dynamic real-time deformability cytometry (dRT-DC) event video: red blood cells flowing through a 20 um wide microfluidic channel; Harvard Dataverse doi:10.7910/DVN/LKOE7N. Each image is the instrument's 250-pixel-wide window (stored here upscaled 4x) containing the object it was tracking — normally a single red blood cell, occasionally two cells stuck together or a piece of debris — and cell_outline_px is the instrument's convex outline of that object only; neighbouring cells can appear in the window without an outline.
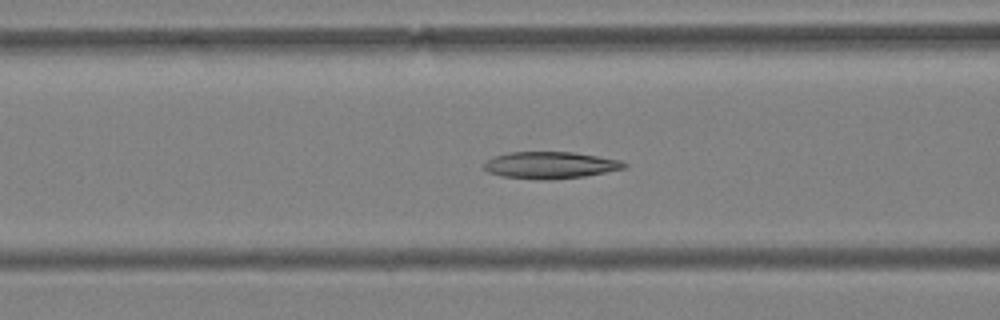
{"species": "Egyptian fruit bat (a non-hibernating species)", "species_latin": "Rousettus aegyptiacus", "temperature_condition": "warm", "stored_images_in_passage": 57, "camera_frame_rate_fps": 3000, "um_per_image_px": 0.085, "animal": {"sex": "female"}, "frame": {"image": 1, "passage_image": 23, "time_ms": 7.333, "image_size_px": [1000, 320], "cell_outline_px": [[628, 168], [584, 176], [548, 180], [544, 180], [500, 176], [488, 172], [480, 168], [480, 164], [492, 156], [508, 152], [572, 152], [620, 160], [628, 164]], "centroid_in_image_um": [46.7, 14.04], "position_along_channel_um": 119.9, "area_um2": 22.25}}
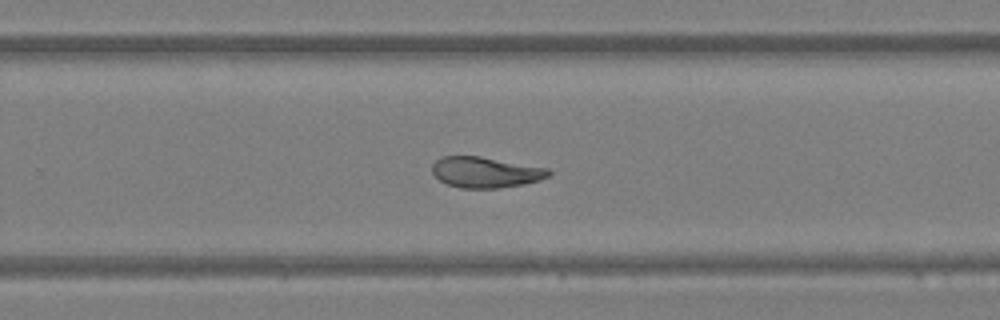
{"frame": {"image": 2, "passage_image": 37, "time_ms": 12.0, "image_size_px": [1000, 320], "cell_outline_px": [[552, 172], [548, 176], [540, 180], [520, 184], [496, 188], [460, 188], [444, 184], [432, 172], [432, 164], [440, 156], [480, 156], [548, 168]], "centroid_in_image_um": [41.23, 14.63], "position_along_channel_um": 288.6, "area_um2": 20.87}}
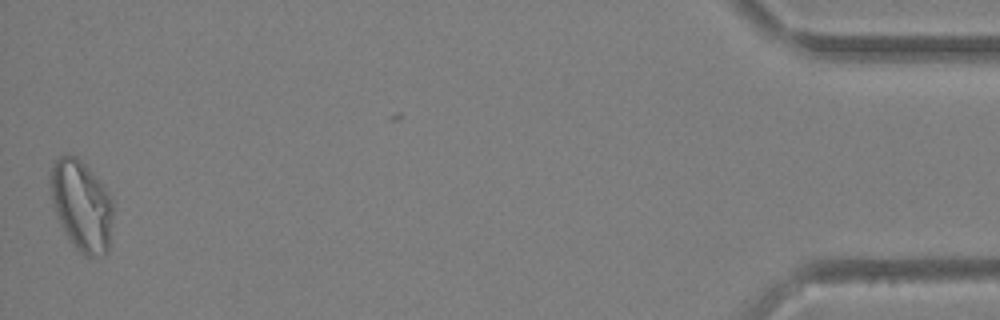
{"frame": {"image": 3, "passage_image": 56, "time_ms": 18.333, "image_size_px": [1000, 320], "cell_outline_px": [[112, 216], [108, 252], [104, 256], [84, 256], [72, 244], [60, 220], [52, 200], [48, 180], [52, 164], [60, 156], [76, 156], [96, 176], [112, 200]], "centroid_in_image_um": [6.93, 17.47], "position_along_channel_um": 428.3, "area_um2": 32.54}, "authors_computed_cell_mechanics": {"area_um2": 24.276, "velocity_mm_per_s": 3.6284, "shape_relaxation_time_tau1_ms": null, "shape_relaxation_time_tau2_ms": 3.2577, "deformation_change_tau1": null, "deformation_change_tau2": 0.1023}}